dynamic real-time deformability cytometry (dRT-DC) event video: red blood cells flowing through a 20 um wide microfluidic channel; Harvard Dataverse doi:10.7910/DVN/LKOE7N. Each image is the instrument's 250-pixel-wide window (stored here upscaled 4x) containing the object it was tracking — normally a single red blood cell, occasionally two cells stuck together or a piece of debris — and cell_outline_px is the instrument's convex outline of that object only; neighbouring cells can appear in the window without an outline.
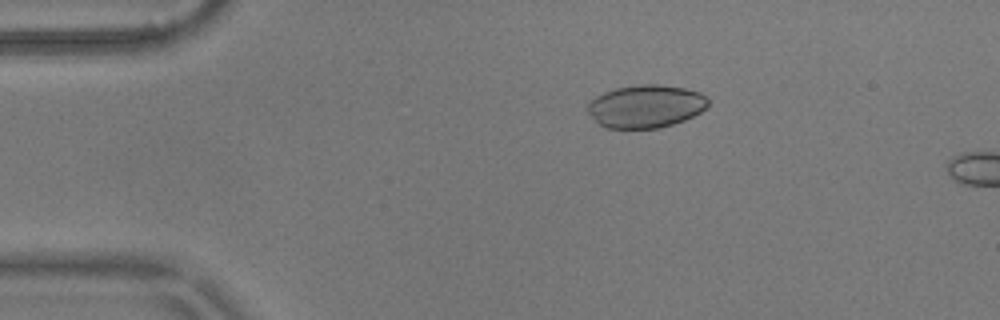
{"species": "common noctule bat (a hibernating species)", "species_latin": "Nyctalus noctula", "temperature_condition": "warm", "stored_images_in_passage": 4, "camera_frame_rate_fps": 3000, "um_per_image_px": 0.085, "animal": {"sex": "male", "body_mass_g": 17.9}, "frame": {"image": 1, "passage_image": 3, "time_ms": 0.667, "image_size_px": [1000, 320], "cell_outline_px": [[708, 104], [700, 112], [684, 120], [660, 128], [604, 128], [588, 112], [588, 104], [596, 96], [604, 92], [616, 88], [640, 84], [660, 84], [684, 88], [700, 92], [708, 100]], "centroid_in_image_um": [54.89, 9.03], "position_along_channel_um": 30.1, "area_um2": 29.88}}